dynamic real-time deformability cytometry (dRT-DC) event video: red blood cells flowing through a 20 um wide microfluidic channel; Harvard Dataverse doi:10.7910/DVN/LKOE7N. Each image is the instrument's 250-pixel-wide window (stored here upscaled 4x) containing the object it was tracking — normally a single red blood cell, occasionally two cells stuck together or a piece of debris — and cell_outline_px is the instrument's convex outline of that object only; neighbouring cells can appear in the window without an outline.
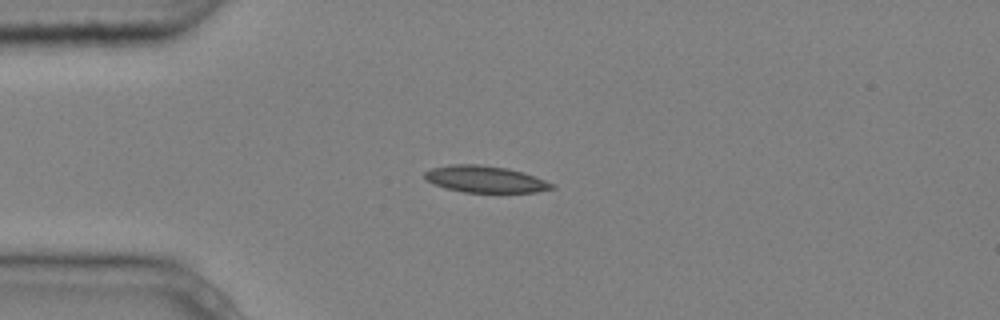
{"species": "common noctule bat (a hibernating species)", "species_latin": "Nyctalus noctula", "temperature_condition": "cold", "stored_images_in_passage": 3, "camera_frame_rate_fps": 3000, "um_per_image_px": 0.085, "animal": {"sex": "male", "body_mass_g": 20.4}, "frame": {"image": 1, "passage_image": 1, "time_ms": 0.0, "image_size_px": [1000, 320], "cell_outline_px": [[556, 188], [536, 192], [464, 192], [432, 184], [424, 180], [424, 172], [432, 168], [448, 164], [480, 164], [508, 168], [524, 172], [536, 176], [556, 184]], "centroid_in_image_um": [41.26, 15.22], "position_along_channel_um": 43.7, "area_um2": 20.06}}
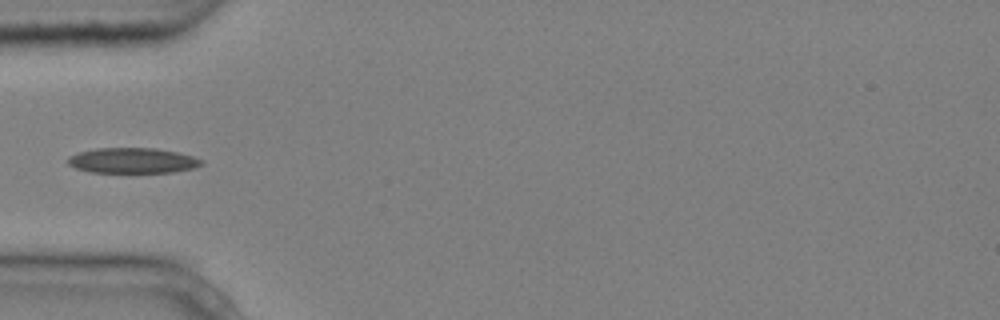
{"frame": {"image": 2, "passage_image": 2, "time_ms": 0.333, "image_size_px": [1000, 320], "cell_outline_px": [[204, 164], [196, 168], [172, 172], [92, 172], [76, 168], [68, 164], [68, 156], [80, 152], [96, 148], [156, 148], [176, 152], [192, 156], [204, 160]], "centroid_in_image_um": [11.31, 13.64], "position_along_channel_um": 73.7, "area_um2": 19.71}}
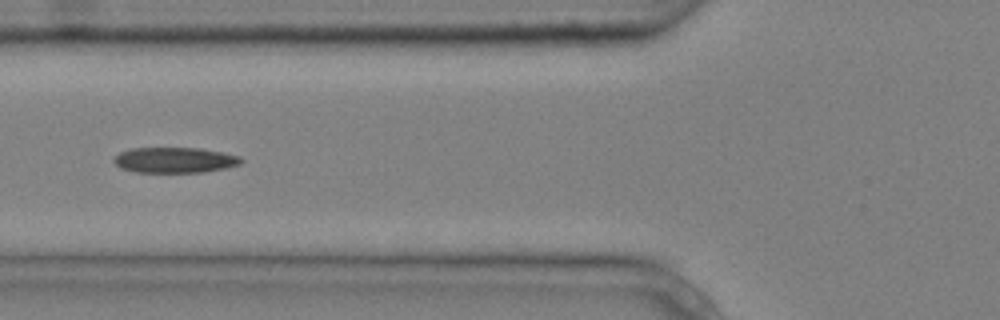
{"frame": {"image": 3, "passage_image": 3, "time_ms": 0.667, "image_size_px": [1000, 320], "cell_outline_px": [[244, 160], [240, 164], [224, 168], [204, 172], [136, 172], [120, 168], [112, 160], [120, 152], [132, 148], [200, 148], [224, 152], [240, 156]], "centroid_in_image_um": [14.87, 13.6], "position_along_channel_um": 110.9, "area_um2": 18.96}}